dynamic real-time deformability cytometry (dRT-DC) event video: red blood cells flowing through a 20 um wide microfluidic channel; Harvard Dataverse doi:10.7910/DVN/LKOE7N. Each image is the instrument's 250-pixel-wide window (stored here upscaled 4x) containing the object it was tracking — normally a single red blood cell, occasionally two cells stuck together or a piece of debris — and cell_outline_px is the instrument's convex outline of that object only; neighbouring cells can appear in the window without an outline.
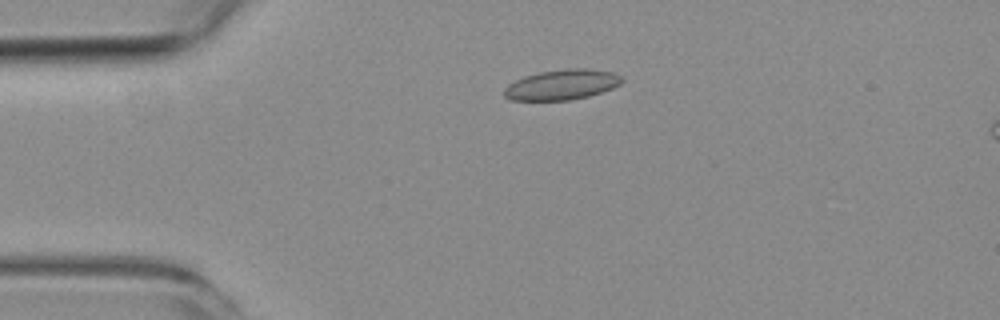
{"species": "common noctule bat (a hibernating species)", "species_latin": "Nyctalus noctula", "temperature_condition": "room temperature", "stored_images_in_passage": 6, "camera_frame_rate_fps": 3000, "um_per_image_px": 0.085, "animal": {"sex": "female", "body_mass_g": 19.3, "forearm_length_mm": 54.1}, "frame": {"image": 1, "passage_image": 4, "time_ms": 3.667, "image_size_px": [1000, 320], "cell_outline_px": [[624, 80], [620, 84], [612, 88], [588, 96], [572, 100], [512, 100], [504, 96], [504, 88], [508, 84], [524, 76], [540, 72], [564, 68], [588, 68], [612, 72], [624, 76]], "centroid_in_image_um": [47.78, 7.18], "position_along_channel_um": 37.2, "area_um2": 20.87}}